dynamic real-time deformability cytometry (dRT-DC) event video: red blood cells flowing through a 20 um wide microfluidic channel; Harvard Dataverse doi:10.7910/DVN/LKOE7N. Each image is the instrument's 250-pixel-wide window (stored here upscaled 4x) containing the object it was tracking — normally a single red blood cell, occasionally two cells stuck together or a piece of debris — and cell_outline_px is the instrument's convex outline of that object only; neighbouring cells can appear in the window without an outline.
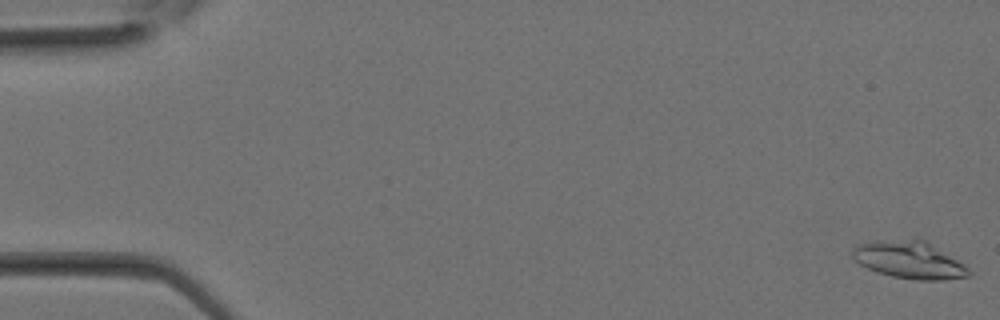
{"species": "Egyptian fruit bat (a non-hibernating species)", "species_latin": "Rousettus aegyptiacus", "temperature_condition": "room temperature", "stored_images_in_passage": 32, "camera_frame_rate_fps": 3000, "um_per_image_px": 0.085, "animal": {"sex": "female"}, "frame": {"image": 1, "passage_image": 1, "time_ms": 0.0, "image_size_px": [1000, 320], "cell_outline_px": [[972, 276], [944, 280], [916, 280], [892, 276], [876, 272], [860, 264], [852, 256], [852, 248], [856, 244], [876, 240], [920, 236], [928, 240], [968, 268], [972, 272]], "centroid_in_image_um": [77.29, 22.05], "position_along_channel_um": 7.7, "area_um2": 26.07}}
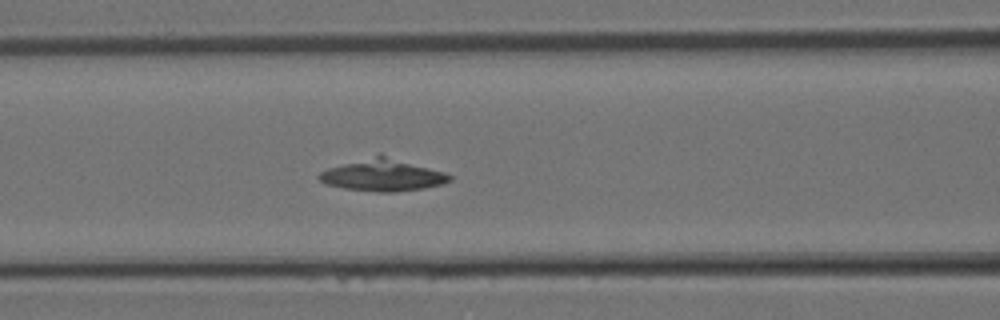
{"frame": {"image": 2, "passage_image": 14, "time_ms": 4.333, "image_size_px": [1000, 320], "cell_outline_px": [[452, 180], [444, 184], [424, 188], [396, 192], [380, 192], [344, 188], [328, 184], [320, 180], [316, 176], [320, 172], [328, 168], [380, 152], [444, 172], [452, 176]], "centroid_in_image_um": [32.56, 14.85], "position_along_channel_um": 134.0, "area_um2": 24.68}}
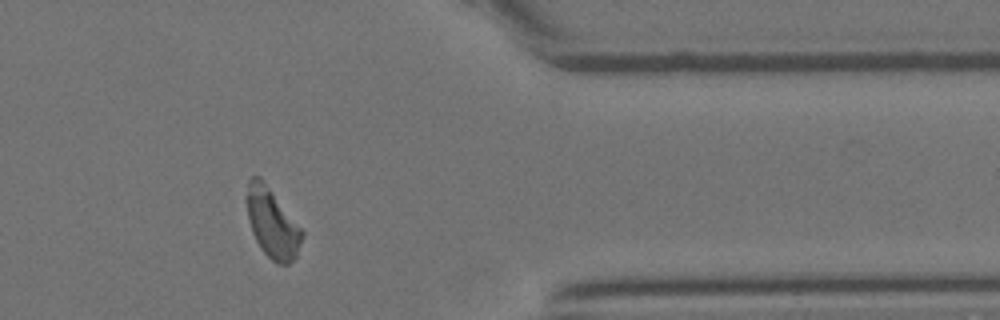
{"frame": {"image": 3, "passage_image": 27, "time_ms": 8.667, "image_size_px": [1000, 320], "cell_outline_px": [[304, 236], [296, 256], [288, 264], [276, 264], [260, 248], [252, 232], [248, 220], [244, 200], [244, 196], [248, 180], [252, 176], [260, 176], [304, 232]], "centroid_in_image_um": [23.09, 18.94], "position_along_channel_um": 388.3, "area_um2": 22.6}}